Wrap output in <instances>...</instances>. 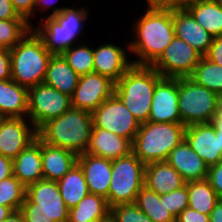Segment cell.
Masks as SVG:
<instances>
[{"label":"cell","mask_w":222,"mask_h":222,"mask_svg":"<svg viewBox=\"0 0 222 222\" xmlns=\"http://www.w3.org/2000/svg\"><path fill=\"white\" fill-rule=\"evenodd\" d=\"M201 58L192 46L175 36L151 66L164 78L190 77Z\"/></svg>","instance_id":"7c38bea8"},{"label":"cell","mask_w":222,"mask_h":222,"mask_svg":"<svg viewBox=\"0 0 222 222\" xmlns=\"http://www.w3.org/2000/svg\"><path fill=\"white\" fill-rule=\"evenodd\" d=\"M190 0H143L145 6L156 9H179L185 8Z\"/></svg>","instance_id":"60d3db41"},{"label":"cell","mask_w":222,"mask_h":222,"mask_svg":"<svg viewBox=\"0 0 222 222\" xmlns=\"http://www.w3.org/2000/svg\"><path fill=\"white\" fill-rule=\"evenodd\" d=\"M13 160L0 154V181L13 175Z\"/></svg>","instance_id":"7dc6e473"},{"label":"cell","mask_w":222,"mask_h":222,"mask_svg":"<svg viewBox=\"0 0 222 222\" xmlns=\"http://www.w3.org/2000/svg\"><path fill=\"white\" fill-rule=\"evenodd\" d=\"M12 169L13 175L26 188L37 181L43 180L41 139L38 136L13 160Z\"/></svg>","instance_id":"7402d4cb"},{"label":"cell","mask_w":222,"mask_h":222,"mask_svg":"<svg viewBox=\"0 0 222 222\" xmlns=\"http://www.w3.org/2000/svg\"><path fill=\"white\" fill-rule=\"evenodd\" d=\"M67 5L61 13L44 18L32 27L52 55H60L73 45L87 39L85 36L88 34L86 31L84 33V30L86 25L91 23L89 21L91 10L87 7L89 5L82 4L80 7L77 2L71 6L69 3Z\"/></svg>","instance_id":"7a4b0ae2"},{"label":"cell","mask_w":222,"mask_h":222,"mask_svg":"<svg viewBox=\"0 0 222 222\" xmlns=\"http://www.w3.org/2000/svg\"><path fill=\"white\" fill-rule=\"evenodd\" d=\"M92 127L91 112L71 107L61 116L43 124L37 135L43 142L78 156L88 148Z\"/></svg>","instance_id":"3957f363"},{"label":"cell","mask_w":222,"mask_h":222,"mask_svg":"<svg viewBox=\"0 0 222 222\" xmlns=\"http://www.w3.org/2000/svg\"><path fill=\"white\" fill-rule=\"evenodd\" d=\"M25 222H53L42 210H19Z\"/></svg>","instance_id":"bcb514c9"},{"label":"cell","mask_w":222,"mask_h":222,"mask_svg":"<svg viewBox=\"0 0 222 222\" xmlns=\"http://www.w3.org/2000/svg\"><path fill=\"white\" fill-rule=\"evenodd\" d=\"M11 79L30 88L44 82L52 54L33 29L10 49Z\"/></svg>","instance_id":"5b68a950"},{"label":"cell","mask_w":222,"mask_h":222,"mask_svg":"<svg viewBox=\"0 0 222 222\" xmlns=\"http://www.w3.org/2000/svg\"><path fill=\"white\" fill-rule=\"evenodd\" d=\"M185 140L208 167L222 161V138L211 123L186 126Z\"/></svg>","instance_id":"e0dca14e"},{"label":"cell","mask_w":222,"mask_h":222,"mask_svg":"<svg viewBox=\"0 0 222 222\" xmlns=\"http://www.w3.org/2000/svg\"><path fill=\"white\" fill-rule=\"evenodd\" d=\"M20 210H42L53 222H68L69 209L57 181L43 179L29 185Z\"/></svg>","instance_id":"8fae6325"},{"label":"cell","mask_w":222,"mask_h":222,"mask_svg":"<svg viewBox=\"0 0 222 222\" xmlns=\"http://www.w3.org/2000/svg\"><path fill=\"white\" fill-rule=\"evenodd\" d=\"M143 9L128 29L129 51L134 65L151 66L175 37L172 9Z\"/></svg>","instance_id":"6da1fadb"},{"label":"cell","mask_w":222,"mask_h":222,"mask_svg":"<svg viewBox=\"0 0 222 222\" xmlns=\"http://www.w3.org/2000/svg\"><path fill=\"white\" fill-rule=\"evenodd\" d=\"M175 36L181 38L205 56L213 37L202 28L186 8L172 9Z\"/></svg>","instance_id":"d6986e66"},{"label":"cell","mask_w":222,"mask_h":222,"mask_svg":"<svg viewBox=\"0 0 222 222\" xmlns=\"http://www.w3.org/2000/svg\"><path fill=\"white\" fill-rule=\"evenodd\" d=\"M78 79L79 75L69 66L61 54L50 57L44 84L71 97L77 87Z\"/></svg>","instance_id":"4316f807"},{"label":"cell","mask_w":222,"mask_h":222,"mask_svg":"<svg viewBox=\"0 0 222 222\" xmlns=\"http://www.w3.org/2000/svg\"><path fill=\"white\" fill-rule=\"evenodd\" d=\"M190 78L222 98V66L202 56Z\"/></svg>","instance_id":"d6a6232c"},{"label":"cell","mask_w":222,"mask_h":222,"mask_svg":"<svg viewBox=\"0 0 222 222\" xmlns=\"http://www.w3.org/2000/svg\"><path fill=\"white\" fill-rule=\"evenodd\" d=\"M185 130L181 123H142L132 142V152L145 165L166 161L169 153L185 139Z\"/></svg>","instance_id":"8992f818"},{"label":"cell","mask_w":222,"mask_h":222,"mask_svg":"<svg viewBox=\"0 0 222 222\" xmlns=\"http://www.w3.org/2000/svg\"><path fill=\"white\" fill-rule=\"evenodd\" d=\"M206 180L215 190L219 199H222V161L208 167Z\"/></svg>","instance_id":"f35d334b"},{"label":"cell","mask_w":222,"mask_h":222,"mask_svg":"<svg viewBox=\"0 0 222 222\" xmlns=\"http://www.w3.org/2000/svg\"><path fill=\"white\" fill-rule=\"evenodd\" d=\"M166 161L181 174L186 183L207 178L208 166L185 139L169 153Z\"/></svg>","instance_id":"ffe728a7"},{"label":"cell","mask_w":222,"mask_h":222,"mask_svg":"<svg viewBox=\"0 0 222 222\" xmlns=\"http://www.w3.org/2000/svg\"><path fill=\"white\" fill-rule=\"evenodd\" d=\"M37 136L28 118H5L0 125V154L14 160Z\"/></svg>","instance_id":"9a60e30c"},{"label":"cell","mask_w":222,"mask_h":222,"mask_svg":"<svg viewBox=\"0 0 222 222\" xmlns=\"http://www.w3.org/2000/svg\"><path fill=\"white\" fill-rule=\"evenodd\" d=\"M31 29L25 19H0V49L15 47Z\"/></svg>","instance_id":"836d02e7"},{"label":"cell","mask_w":222,"mask_h":222,"mask_svg":"<svg viewBox=\"0 0 222 222\" xmlns=\"http://www.w3.org/2000/svg\"><path fill=\"white\" fill-rule=\"evenodd\" d=\"M4 119H5V117L0 113V125L3 122Z\"/></svg>","instance_id":"db71d44e"},{"label":"cell","mask_w":222,"mask_h":222,"mask_svg":"<svg viewBox=\"0 0 222 222\" xmlns=\"http://www.w3.org/2000/svg\"><path fill=\"white\" fill-rule=\"evenodd\" d=\"M26 197V187L14 176L0 181V205L19 211Z\"/></svg>","instance_id":"e575fe53"},{"label":"cell","mask_w":222,"mask_h":222,"mask_svg":"<svg viewBox=\"0 0 222 222\" xmlns=\"http://www.w3.org/2000/svg\"><path fill=\"white\" fill-rule=\"evenodd\" d=\"M188 198L189 194L186 183L181 188L165 194V206L176 218L188 207Z\"/></svg>","instance_id":"8d00e7d4"},{"label":"cell","mask_w":222,"mask_h":222,"mask_svg":"<svg viewBox=\"0 0 222 222\" xmlns=\"http://www.w3.org/2000/svg\"><path fill=\"white\" fill-rule=\"evenodd\" d=\"M187 188L189 194L188 207L202 214L209 215L220 200L206 179L187 182Z\"/></svg>","instance_id":"4dcf8cb0"},{"label":"cell","mask_w":222,"mask_h":222,"mask_svg":"<svg viewBox=\"0 0 222 222\" xmlns=\"http://www.w3.org/2000/svg\"><path fill=\"white\" fill-rule=\"evenodd\" d=\"M115 82L99 73L79 76L77 87L71 96L72 107L93 112L114 94Z\"/></svg>","instance_id":"5bb4252c"},{"label":"cell","mask_w":222,"mask_h":222,"mask_svg":"<svg viewBox=\"0 0 222 222\" xmlns=\"http://www.w3.org/2000/svg\"><path fill=\"white\" fill-rule=\"evenodd\" d=\"M0 222H25L24 217L20 211H13L11 215Z\"/></svg>","instance_id":"f907efd6"},{"label":"cell","mask_w":222,"mask_h":222,"mask_svg":"<svg viewBox=\"0 0 222 222\" xmlns=\"http://www.w3.org/2000/svg\"><path fill=\"white\" fill-rule=\"evenodd\" d=\"M11 79L10 49H0V80Z\"/></svg>","instance_id":"ee69618b"},{"label":"cell","mask_w":222,"mask_h":222,"mask_svg":"<svg viewBox=\"0 0 222 222\" xmlns=\"http://www.w3.org/2000/svg\"><path fill=\"white\" fill-rule=\"evenodd\" d=\"M132 152V143L103 128L92 127L90 142L85 153L115 160L128 156Z\"/></svg>","instance_id":"44dd1931"},{"label":"cell","mask_w":222,"mask_h":222,"mask_svg":"<svg viewBox=\"0 0 222 222\" xmlns=\"http://www.w3.org/2000/svg\"><path fill=\"white\" fill-rule=\"evenodd\" d=\"M210 222H222V199H220L209 214Z\"/></svg>","instance_id":"681fc988"},{"label":"cell","mask_w":222,"mask_h":222,"mask_svg":"<svg viewBox=\"0 0 222 222\" xmlns=\"http://www.w3.org/2000/svg\"><path fill=\"white\" fill-rule=\"evenodd\" d=\"M77 164L81 167L89 193L108 198L112 174V160L82 153L77 157Z\"/></svg>","instance_id":"ac0fdd59"},{"label":"cell","mask_w":222,"mask_h":222,"mask_svg":"<svg viewBox=\"0 0 222 222\" xmlns=\"http://www.w3.org/2000/svg\"><path fill=\"white\" fill-rule=\"evenodd\" d=\"M77 155L41 140L43 179L59 181L77 163Z\"/></svg>","instance_id":"cb8c5ba5"},{"label":"cell","mask_w":222,"mask_h":222,"mask_svg":"<svg viewBox=\"0 0 222 222\" xmlns=\"http://www.w3.org/2000/svg\"><path fill=\"white\" fill-rule=\"evenodd\" d=\"M110 216L107 200L93 193H88L79 203L69 209L68 222H99Z\"/></svg>","instance_id":"83f0119b"},{"label":"cell","mask_w":222,"mask_h":222,"mask_svg":"<svg viewBox=\"0 0 222 222\" xmlns=\"http://www.w3.org/2000/svg\"><path fill=\"white\" fill-rule=\"evenodd\" d=\"M0 113L5 118H27L28 88L12 79L0 80Z\"/></svg>","instance_id":"d4e9b609"},{"label":"cell","mask_w":222,"mask_h":222,"mask_svg":"<svg viewBox=\"0 0 222 222\" xmlns=\"http://www.w3.org/2000/svg\"><path fill=\"white\" fill-rule=\"evenodd\" d=\"M185 8L212 37L222 36V6L218 0H190Z\"/></svg>","instance_id":"484cf974"},{"label":"cell","mask_w":222,"mask_h":222,"mask_svg":"<svg viewBox=\"0 0 222 222\" xmlns=\"http://www.w3.org/2000/svg\"><path fill=\"white\" fill-rule=\"evenodd\" d=\"M145 164L131 152L128 156L112 160V174L108 198L110 208L135 203L144 186Z\"/></svg>","instance_id":"ba28073f"},{"label":"cell","mask_w":222,"mask_h":222,"mask_svg":"<svg viewBox=\"0 0 222 222\" xmlns=\"http://www.w3.org/2000/svg\"><path fill=\"white\" fill-rule=\"evenodd\" d=\"M57 184L68 209L75 207L89 193L83 171L77 163Z\"/></svg>","instance_id":"f1b7e54d"},{"label":"cell","mask_w":222,"mask_h":222,"mask_svg":"<svg viewBox=\"0 0 222 222\" xmlns=\"http://www.w3.org/2000/svg\"><path fill=\"white\" fill-rule=\"evenodd\" d=\"M12 212L13 210L10 207L0 205V221L7 219Z\"/></svg>","instance_id":"816d5d0a"},{"label":"cell","mask_w":222,"mask_h":222,"mask_svg":"<svg viewBox=\"0 0 222 222\" xmlns=\"http://www.w3.org/2000/svg\"><path fill=\"white\" fill-rule=\"evenodd\" d=\"M72 107L71 97L44 83L28 88L27 118L38 130Z\"/></svg>","instance_id":"9c48e42d"},{"label":"cell","mask_w":222,"mask_h":222,"mask_svg":"<svg viewBox=\"0 0 222 222\" xmlns=\"http://www.w3.org/2000/svg\"><path fill=\"white\" fill-rule=\"evenodd\" d=\"M211 124L215 128L216 135L222 138V105L213 116Z\"/></svg>","instance_id":"c3c4849f"},{"label":"cell","mask_w":222,"mask_h":222,"mask_svg":"<svg viewBox=\"0 0 222 222\" xmlns=\"http://www.w3.org/2000/svg\"><path fill=\"white\" fill-rule=\"evenodd\" d=\"M149 122L181 123L178 108V78H162L154 89Z\"/></svg>","instance_id":"2e32d148"},{"label":"cell","mask_w":222,"mask_h":222,"mask_svg":"<svg viewBox=\"0 0 222 222\" xmlns=\"http://www.w3.org/2000/svg\"><path fill=\"white\" fill-rule=\"evenodd\" d=\"M91 114L93 127L106 129L128 139L131 143L141 125L115 94Z\"/></svg>","instance_id":"30bf717a"},{"label":"cell","mask_w":222,"mask_h":222,"mask_svg":"<svg viewBox=\"0 0 222 222\" xmlns=\"http://www.w3.org/2000/svg\"><path fill=\"white\" fill-rule=\"evenodd\" d=\"M99 222H114V220L109 216L107 219L99 221Z\"/></svg>","instance_id":"f5cc1de1"},{"label":"cell","mask_w":222,"mask_h":222,"mask_svg":"<svg viewBox=\"0 0 222 222\" xmlns=\"http://www.w3.org/2000/svg\"><path fill=\"white\" fill-rule=\"evenodd\" d=\"M205 57L219 66H222V36L213 37Z\"/></svg>","instance_id":"7bdbcfd3"},{"label":"cell","mask_w":222,"mask_h":222,"mask_svg":"<svg viewBox=\"0 0 222 222\" xmlns=\"http://www.w3.org/2000/svg\"><path fill=\"white\" fill-rule=\"evenodd\" d=\"M176 222H210V220L209 215L202 214L187 207L176 217Z\"/></svg>","instance_id":"b9f144b4"},{"label":"cell","mask_w":222,"mask_h":222,"mask_svg":"<svg viewBox=\"0 0 222 222\" xmlns=\"http://www.w3.org/2000/svg\"><path fill=\"white\" fill-rule=\"evenodd\" d=\"M0 19H24L20 17L15 11L11 0H0Z\"/></svg>","instance_id":"f6af8a7d"},{"label":"cell","mask_w":222,"mask_h":222,"mask_svg":"<svg viewBox=\"0 0 222 222\" xmlns=\"http://www.w3.org/2000/svg\"><path fill=\"white\" fill-rule=\"evenodd\" d=\"M135 204L153 222H176L174 215L165 206V194L159 195L143 186L136 196Z\"/></svg>","instance_id":"f546056e"},{"label":"cell","mask_w":222,"mask_h":222,"mask_svg":"<svg viewBox=\"0 0 222 222\" xmlns=\"http://www.w3.org/2000/svg\"><path fill=\"white\" fill-rule=\"evenodd\" d=\"M222 105V98L190 77L178 78V108L181 124L211 123Z\"/></svg>","instance_id":"52a82bcc"},{"label":"cell","mask_w":222,"mask_h":222,"mask_svg":"<svg viewBox=\"0 0 222 222\" xmlns=\"http://www.w3.org/2000/svg\"><path fill=\"white\" fill-rule=\"evenodd\" d=\"M162 78L152 66L133 64L115 83L114 94L140 124L148 122L154 89Z\"/></svg>","instance_id":"277c9868"},{"label":"cell","mask_w":222,"mask_h":222,"mask_svg":"<svg viewBox=\"0 0 222 222\" xmlns=\"http://www.w3.org/2000/svg\"><path fill=\"white\" fill-rule=\"evenodd\" d=\"M57 3L60 4V0H35L34 10H33V26L36 24L37 22L36 20H38L39 22V20L42 21L44 18L53 17L54 15L61 13L67 7L66 5L63 7L62 5L58 6ZM37 12L38 14H40L38 15V17H37Z\"/></svg>","instance_id":"74e56055"},{"label":"cell","mask_w":222,"mask_h":222,"mask_svg":"<svg viewBox=\"0 0 222 222\" xmlns=\"http://www.w3.org/2000/svg\"><path fill=\"white\" fill-rule=\"evenodd\" d=\"M110 216L114 222H153L135 203L110 208Z\"/></svg>","instance_id":"d590c367"},{"label":"cell","mask_w":222,"mask_h":222,"mask_svg":"<svg viewBox=\"0 0 222 222\" xmlns=\"http://www.w3.org/2000/svg\"><path fill=\"white\" fill-rule=\"evenodd\" d=\"M87 40L73 45L61 55L69 66L79 75H86L93 72V44ZM87 42V43H86Z\"/></svg>","instance_id":"1f68e13d"},{"label":"cell","mask_w":222,"mask_h":222,"mask_svg":"<svg viewBox=\"0 0 222 222\" xmlns=\"http://www.w3.org/2000/svg\"><path fill=\"white\" fill-rule=\"evenodd\" d=\"M106 37L107 39L110 38V42L106 41H97L101 43L99 45L93 44V53H94V66L93 72L99 73L100 75H104L110 78L115 83L126 73V71L133 65L129 51V41L128 39L124 45L121 44L120 40L118 44H116L115 37L113 39L110 37ZM104 42V43H103ZM124 45V46H123ZM95 46V47H94Z\"/></svg>","instance_id":"4fadbf2b"},{"label":"cell","mask_w":222,"mask_h":222,"mask_svg":"<svg viewBox=\"0 0 222 222\" xmlns=\"http://www.w3.org/2000/svg\"><path fill=\"white\" fill-rule=\"evenodd\" d=\"M17 14L24 18L33 27V10L35 0H11Z\"/></svg>","instance_id":"ab89813d"},{"label":"cell","mask_w":222,"mask_h":222,"mask_svg":"<svg viewBox=\"0 0 222 222\" xmlns=\"http://www.w3.org/2000/svg\"><path fill=\"white\" fill-rule=\"evenodd\" d=\"M185 184L181 174L167 161L145 165L144 186L159 195L172 192Z\"/></svg>","instance_id":"603a6c76"}]
</instances>
